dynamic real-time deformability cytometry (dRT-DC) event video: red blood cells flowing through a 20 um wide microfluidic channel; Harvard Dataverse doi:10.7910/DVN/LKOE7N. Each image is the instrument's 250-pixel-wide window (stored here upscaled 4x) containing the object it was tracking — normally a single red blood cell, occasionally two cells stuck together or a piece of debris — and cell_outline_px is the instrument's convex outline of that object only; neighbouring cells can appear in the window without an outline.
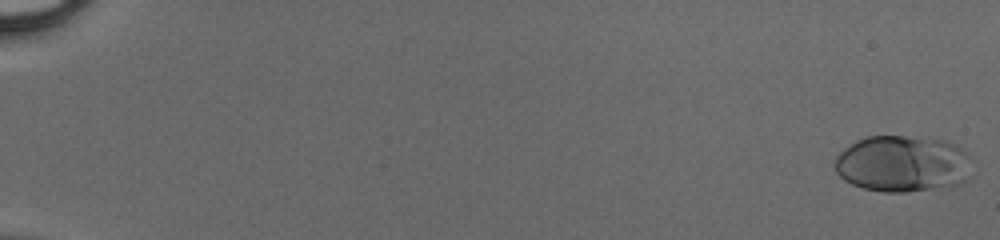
{"species": "human", "species_latin": "Homo sapiens", "temperature_condition": "cold", "stored_images_in_passage": 50, "camera_frame_rate_fps": 3000, "um_per_image_px": 0.085, "donor": {"sex": "male"}, "frame": {"image": 1, "passage_image": 1, "time_ms": 0.0, "image_size_px": [1000, 240], "cell_outline_px": [[972, 176], [968, 180], [960, 184], [908, 192], [884, 192], [864, 188], [852, 184], [844, 180], [836, 172], [836, 156], [844, 148], [856, 140], [868, 136], [904, 136], [944, 140], [956, 144], [968, 156]], "centroid_in_image_um": [76.73, 13.92], "position_along_channel_um": 8.3, "area_um2": 45.26}}
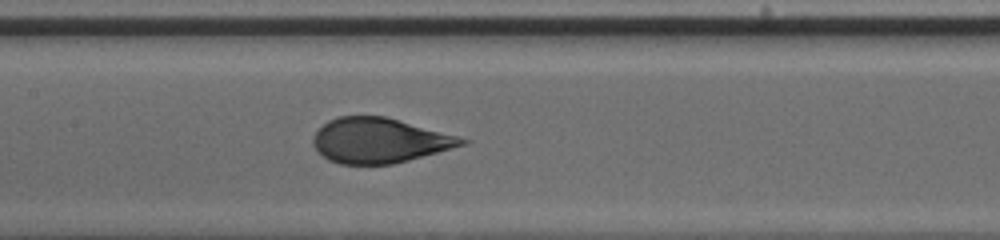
{"frame": {"image": 2, "passage_image": 27, "time_ms": 8.667, "image_size_px": [1000, 240], "cell_outline_px": [[472, 140], [468, 144], [408, 160], [392, 164], [340, 164], [328, 160], [316, 152], [312, 144], [312, 140], [316, 132], [328, 120], [336, 116], [384, 116]], "centroid_in_image_um": [32.22, 11.95], "position_along_channel_um": 175.2, "area_um2": 38.9}}
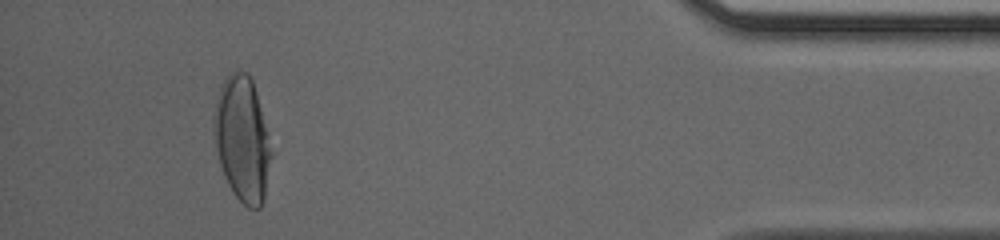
{"frame": {"image": 3, "passage_image": 47, "time_ms": 15.333, "image_size_px": [1000, 240], "cell_outline_px": [[272, 152], [264, 196], [260, 208], [248, 208], [232, 192], [228, 184], [220, 164], [216, 148], [212, 120], [216, 100], [220, 84], [236, 68], [240, 68], [248, 72], [252, 80], [256, 92]], "centroid_in_image_um": [20.57, 11.77], "position_along_channel_um": 414.6, "area_um2": 41.5}}